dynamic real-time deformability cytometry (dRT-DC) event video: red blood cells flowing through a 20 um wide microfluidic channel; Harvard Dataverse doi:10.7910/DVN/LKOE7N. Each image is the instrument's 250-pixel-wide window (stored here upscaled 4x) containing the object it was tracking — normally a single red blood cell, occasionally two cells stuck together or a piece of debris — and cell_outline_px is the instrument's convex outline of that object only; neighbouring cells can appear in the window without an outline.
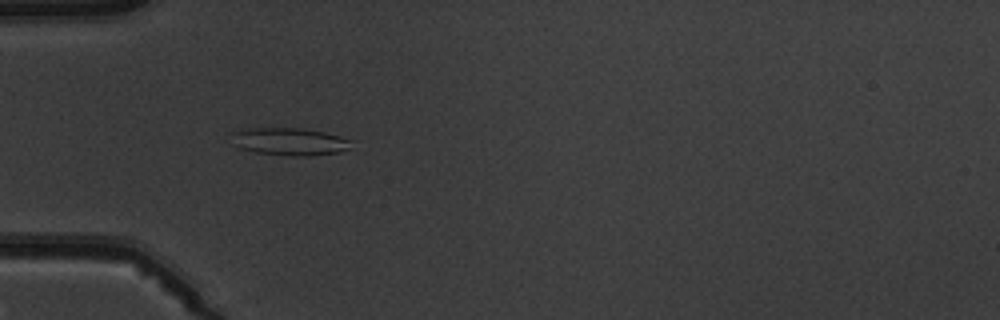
{"species": "common noctule bat (a hibernating species)", "species_latin": "Nyctalus noctula", "temperature_condition": "warm", "stored_images_in_passage": 5, "camera_frame_rate_fps": 3000, "um_per_image_px": 0.085, "animal": {"sex": "male", "body_mass_g": 19.5, "forearm_length_mm": 54.6}, "frame": {"image": 1, "passage_image": 4, "time_ms": 4.667, "image_size_px": [1000, 320], "cell_outline_px": [[356, 140], [348, 148], [340, 152], [312, 156], [288, 156], [256, 152], [240, 148], [232, 144], [232, 132], [248, 128], [304, 128], [324, 132]], "centroid_in_image_um": [24.65, 12.03], "position_along_channel_um": 60.3, "area_um2": 19.54}}
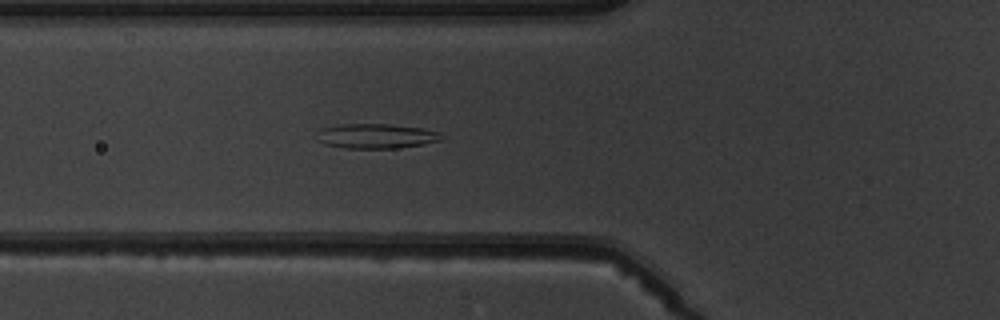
{"frame": {"image": 2, "passage_image": 5, "time_ms": 5.667, "image_size_px": [1000, 320], "cell_outline_px": [[440, 140], [420, 144], [396, 148], [344, 148], [324, 144], [320, 140], [320, 128], [340, 124], [388, 124], [420, 128], [436, 132], [440, 136]], "centroid_in_image_um": [31.91, 11.56], "position_along_channel_um": 93.9, "area_um2": 17.4}}